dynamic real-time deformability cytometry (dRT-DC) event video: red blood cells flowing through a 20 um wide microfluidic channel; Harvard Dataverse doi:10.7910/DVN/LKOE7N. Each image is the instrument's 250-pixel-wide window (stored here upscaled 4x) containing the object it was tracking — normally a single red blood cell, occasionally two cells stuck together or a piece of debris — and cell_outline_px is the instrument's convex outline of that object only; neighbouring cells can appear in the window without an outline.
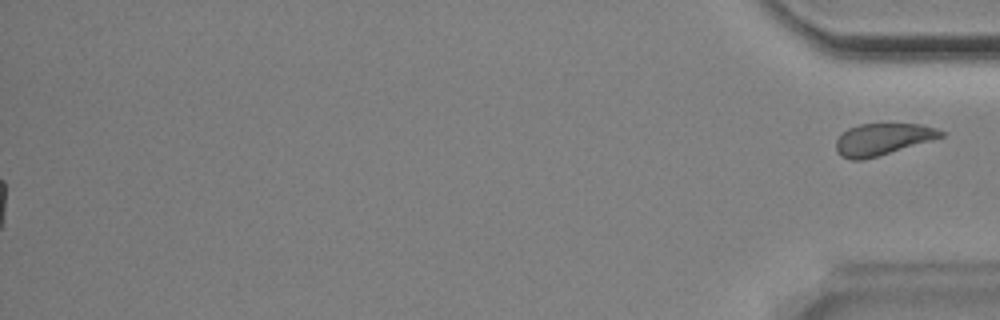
{"species": "Egyptian fruit bat (a non-hibernating species)", "species_latin": "Rousettus aegyptiacus", "temperature_condition": "room temperature", "stored_images_in_passage": 53, "segment_of_instrument_passage": [2, 2], "camera_frame_rate_fps": 3000, "um_per_image_px": 0.085, "animal": {"sex": "male"}, "frame": {"image": 1, "passage_image": 53, "time_ms": 17.333, "image_size_px": [1000, 320], "cell_outline_px": [[944, 136], [876, 156], [860, 160], [852, 160], [840, 156], [836, 152], [836, 140], [848, 128], [860, 124], [920, 124], [936, 128], [944, 132]], "centroid_in_image_um": [74.98, 11.83], "position_along_channel_um": 360.2, "area_um2": 19.02}}